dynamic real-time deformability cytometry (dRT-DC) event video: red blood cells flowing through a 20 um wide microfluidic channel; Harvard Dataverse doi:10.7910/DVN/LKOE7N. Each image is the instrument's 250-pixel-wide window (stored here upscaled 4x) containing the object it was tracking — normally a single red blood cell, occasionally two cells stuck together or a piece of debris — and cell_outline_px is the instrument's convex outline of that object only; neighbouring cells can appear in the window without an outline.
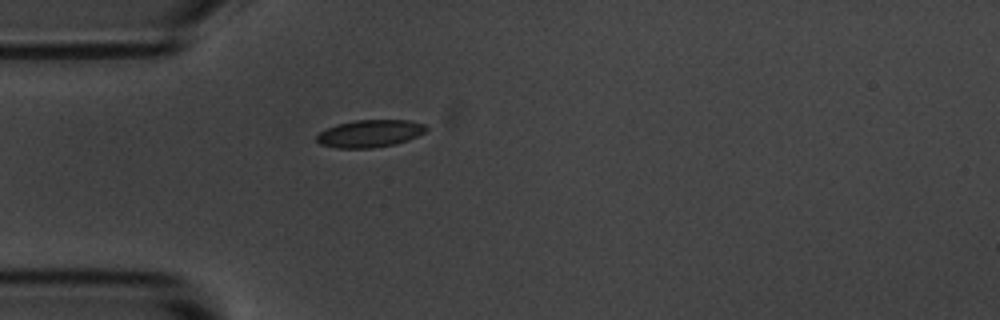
{"species": "common noctule bat (a hibernating species)", "species_latin": "Nyctalus noctula", "temperature_condition": "room temperature", "stored_images_in_passage": 1, "camera_frame_rate_fps": 3000, "um_per_image_px": 0.085, "animal": {"sex": "male", "body_mass_g": 20.1, "forearm_length_mm": 53.5}, "frame": {"image": 1, "passage_image": 1, "time_ms": 0.0, "image_size_px": [1000, 320], "cell_outline_px": [[428, 128], [424, 132], [408, 140], [396, 144], [372, 148], [336, 148], [320, 144], [316, 140], [316, 136], [320, 132], [336, 124], [356, 120], [408, 120], [424, 124]], "centroid_in_image_um": [31.43, 11.35], "position_along_channel_um": 53.6, "area_um2": 17.46}}